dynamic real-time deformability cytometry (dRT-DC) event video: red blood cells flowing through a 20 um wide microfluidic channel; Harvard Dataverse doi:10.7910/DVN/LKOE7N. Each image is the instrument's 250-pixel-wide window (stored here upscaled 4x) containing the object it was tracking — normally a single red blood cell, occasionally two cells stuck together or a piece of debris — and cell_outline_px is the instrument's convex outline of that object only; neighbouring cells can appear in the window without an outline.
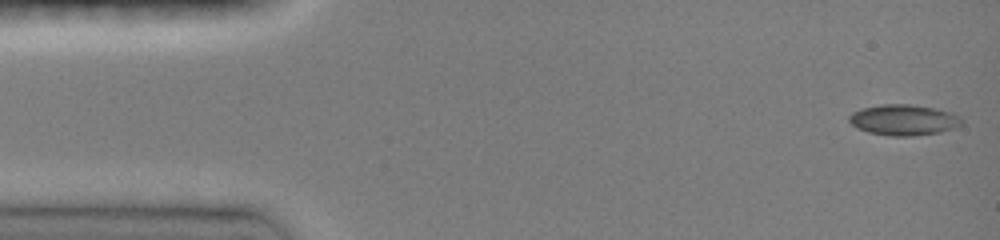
{"species": "common noctule bat (a hibernating species)", "species_latin": "Nyctalus noctula", "temperature_condition": "room temperature", "stored_images_in_passage": 46, "camera_frame_rate_fps": 3000, "um_per_image_px": 0.085, "animal": {"sex": "female", "body_mass_g": 19.0, "forearm_length_mm": 51.5}, "frame": {"image": 1, "passage_image": 1, "time_ms": 0.0, "image_size_px": [1000, 240], "cell_outline_px": [[964, 120], [960, 124], [952, 128], [940, 132], [912, 136], [892, 136], [868, 132], [856, 128], [848, 120], [848, 116], [852, 112], [864, 108], [880, 104], [908, 104], [936, 108], [952, 112], [960, 116]], "centroid_in_image_um": [76.81, 10.19], "position_along_channel_um": 8.2, "area_um2": 20.23}}
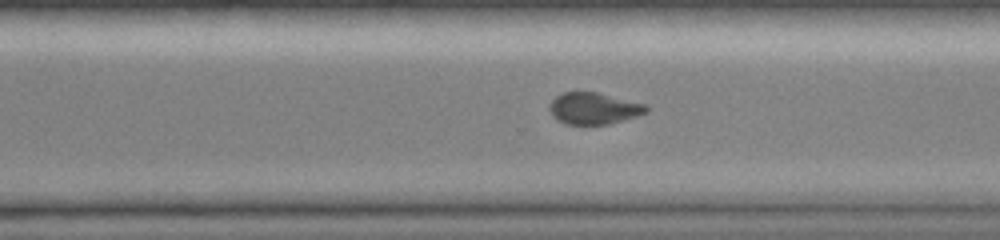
{"frame": {"image": 2, "passage_image": 32, "time_ms": 10.333, "image_size_px": [1000, 240], "cell_outline_px": [[648, 112], [624, 120], [608, 124], [564, 124], [556, 120], [552, 116], [548, 108], [552, 100], [556, 96], [564, 92], [596, 92], [644, 104], [648, 108]], "centroid_in_image_um": [50.43, 9.22], "position_along_channel_um": 320.2, "area_um2": 17.74}}
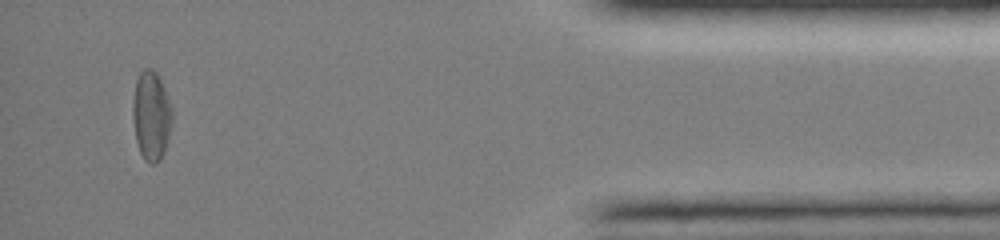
{"frame": {"image": 3, "passage_image": 43, "time_ms": 14.0, "image_size_px": [1000, 240], "cell_outline_px": [[172, 120], [164, 152], [160, 160], [156, 164], [148, 164], [144, 160], [140, 152], [136, 140], [132, 116], [132, 100], [136, 80], [140, 72], [144, 68], [152, 68], [160, 76], [172, 112]], "centroid_in_image_um": [12.83, 9.83], "position_along_channel_um": 422.4, "area_um2": 20.58}, "authors_computed_cell_mechanics": {"area_um2": 18.785, "velocity_mm_per_s": 4.131, "shape_relaxation_time_tau1_ms": 5.0976, "shape_relaxation_time_tau2_ms": 2.5467, "deformation_change_tau1": 0.135, "deformation_change_tau2": 0.0621}}